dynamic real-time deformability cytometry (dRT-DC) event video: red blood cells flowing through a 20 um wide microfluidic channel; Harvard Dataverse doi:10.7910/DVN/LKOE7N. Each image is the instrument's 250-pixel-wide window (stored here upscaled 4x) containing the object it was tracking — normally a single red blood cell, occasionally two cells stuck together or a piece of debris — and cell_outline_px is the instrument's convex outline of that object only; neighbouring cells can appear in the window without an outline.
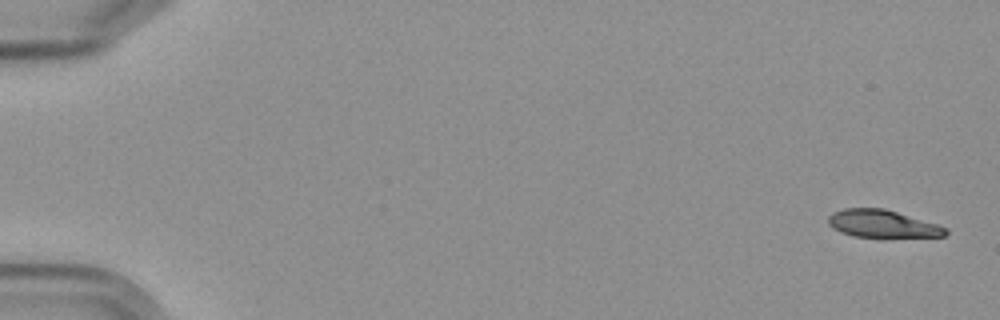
{"species": "Egyptian fruit bat (a non-hibernating species)", "species_latin": "Rousettus aegyptiacus", "temperature_condition": "cold", "stored_images_in_passage": 10, "camera_frame_rate_fps": 3000, "um_per_image_px": 0.085, "frame": {"image": 1, "passage_image": 1, "time_ms": 0.0, "image_size_px": [1000, 320], "cell_outline_px": [[948, 232], [944, 236], [852, 236], [840, 232], [832, 228], [828, 224], [828, 216], [832, 212], [844, 208], [884, 208], [936, 224], [948, 228]], "centroid_in_image_um": [74.94, 19.0], "position_along_channel_um": 10.1, "area_um2": 18.5}}
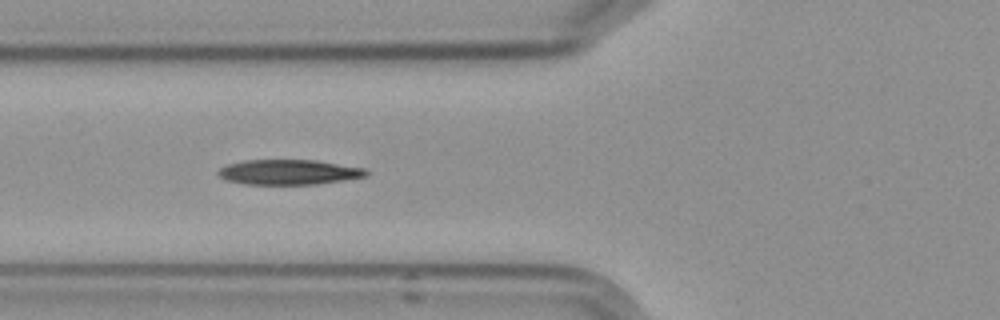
{"frame": {"image": 2, "passage_image": 7, "time_ms": 7.0, "image_size_px": [1000, 320], "cell_outline_px": [[368, 176], [316, 184], [244, 184], [228, 180], [220, 176], [216, 172], [220, 168], [228, 164], [244, 160], [316, 160], [368, 168]], "centroid_in_image_um": [24.59, 14.62], "position_along_channel_um": 101.2, "area_um2": 21.62}}